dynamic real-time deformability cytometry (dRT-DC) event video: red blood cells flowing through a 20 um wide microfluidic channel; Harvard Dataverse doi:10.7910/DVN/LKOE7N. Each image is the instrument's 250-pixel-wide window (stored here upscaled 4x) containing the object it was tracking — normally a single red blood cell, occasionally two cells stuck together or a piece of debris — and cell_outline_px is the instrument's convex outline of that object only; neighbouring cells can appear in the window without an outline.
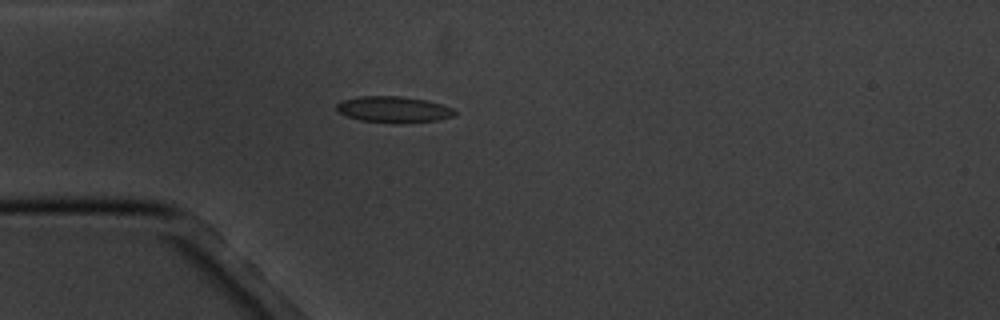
{"species": "common noctule bat (a hibernating species)", "species_latin": "Nyctalus noctula", "temperature_condition": "cold", "stored_images_in_passage": 4, "camera_frame_rate_fps": 3000, "um_per_image_px": 0.085, "animal": {"sex": "male", "body_mass_g": 20.1, "forearm_length_mm": 53.5}, "frame": {"image": 1, "passage_image": 3, "time_ms": 3.333, "image_size_px": [1000, 320], "cell_outline_px": [[456, 116], [436, 120], [360, 120], [336, 112], [336, 104], [340, 100], [360, 96], [404, 96], [424, 100], [440, 104], [452, 108], [456, 112]], "centroid_in_image_um": [33.39, 9.24], "position_along_channel_um": 51.6, "area_um2": 17.11}}